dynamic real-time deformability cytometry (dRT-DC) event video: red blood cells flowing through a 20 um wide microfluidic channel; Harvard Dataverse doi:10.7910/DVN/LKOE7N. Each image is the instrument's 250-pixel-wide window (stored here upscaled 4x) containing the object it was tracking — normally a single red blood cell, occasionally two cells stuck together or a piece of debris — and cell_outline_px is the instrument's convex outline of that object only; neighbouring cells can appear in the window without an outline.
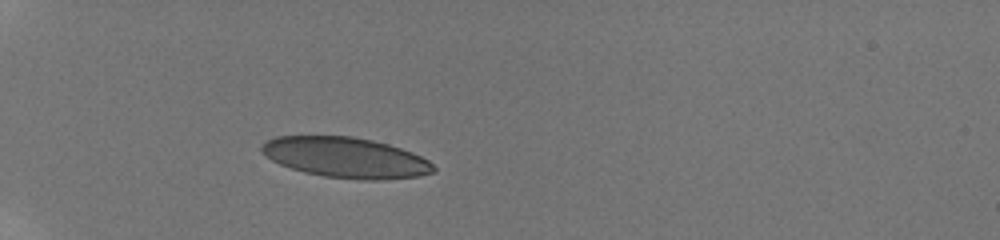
{"species": "human", "species_latin": "Homo sapiens", "temperature_condition": "room temperature", "stored_images_in_passage": 10, "camera_frame_rate_fps": 3000, "um_per_image_px": 0.085, "donor": {"sex": "male"}, "frame": {"image": 1, "passage_image": 1, "time_ms": 0.0, "image_size_px": [1000, 240], "cell_outline_px": [[436, 172], [416, 176], [384, 180], [360, 180], [324, 176], [304, 172], [280, 164], [272, 160], [260, 152], [260, 144], [276, 136], [352, 136], [372, 140], [388, 144], [412, 152], [428, 160], [436, 168]], "centroid_in_image_um": [29.38, 13.39], "position_along_channel_um": 55.6, "area_um2": 40.58}}
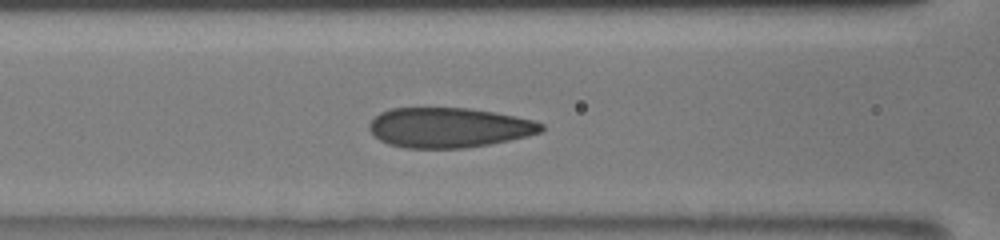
{"frame": {"image": 2, "passage_image": 6, "time_ms": 2.667, "image_size_px": [1000, 240], "cell_outline_px": [[544, 128], [540, 132], [528, 136], [488, 144], [464, 148], [404, 148], [388, 144], [380, 140], [368, 128], [368, 124], [380, 112], [392, 108], [468, 108], [492, 112], [532, 120], [544, 124]], "centroid_in_image_um": [38.12, 10.85], "position_along_channel_um": 128.5, "area_um2": 39.77}}
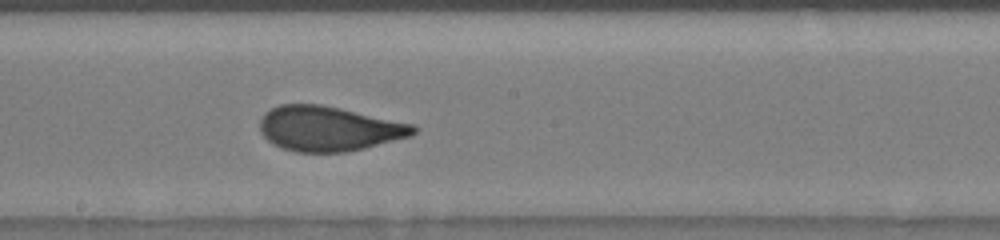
{"frame": {"image": 3, "passage_image": 10, "time_ms": 5.0, "image_size_px": [1000, 240], "cell_outline_px": [[420, 128], [412, 136], [364, 148], [344, 152], [296, 152], [280, 148], [272, 144], [260, 132], [260, 120], [264, 112], [280, 104], [320, 104], [340, 108], [412, 124]], "centroid_in_image_um": [27.93, 10.94], "position_along_channel_um": 220.3, "area_um2": 40.17}}